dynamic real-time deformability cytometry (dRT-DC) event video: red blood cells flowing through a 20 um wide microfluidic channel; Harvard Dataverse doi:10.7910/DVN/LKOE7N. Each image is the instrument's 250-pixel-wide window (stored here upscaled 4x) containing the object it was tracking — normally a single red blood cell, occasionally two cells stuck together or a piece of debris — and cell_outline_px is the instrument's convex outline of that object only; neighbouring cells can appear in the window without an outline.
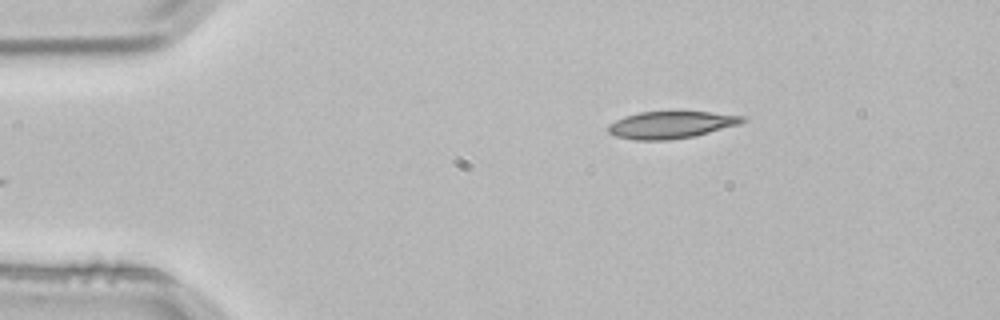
{"species": "common noctule bat (a hibernating species)", "species_latin": "Nyctalus noctula", "temperature_condition": "room temperature", "stored_images_in_passage": 4, "camera_frame_rate_fps": 3000, "um_per_image_px": 0.085, "animal": {"sex": "male", "body_mass_g": 21.5, "forearm_length_mm": 52.0}, "frame": {"image": 1, "passage_image": 4, "time_ms": 1.0, "image_size_px": [1000, 320], "cell_outline_px": [[748, 120], [740, 124], [692, 136], [668, 140], [636, 140], [616, 136], [608, 132], [608, 124], [624, 116], [640, 112], [672, 108], [744, 116]], "centroid_in_image_um": [57.03, 10.55], "position_along_channel_um": 28.0, "area_um2": 21.96}}